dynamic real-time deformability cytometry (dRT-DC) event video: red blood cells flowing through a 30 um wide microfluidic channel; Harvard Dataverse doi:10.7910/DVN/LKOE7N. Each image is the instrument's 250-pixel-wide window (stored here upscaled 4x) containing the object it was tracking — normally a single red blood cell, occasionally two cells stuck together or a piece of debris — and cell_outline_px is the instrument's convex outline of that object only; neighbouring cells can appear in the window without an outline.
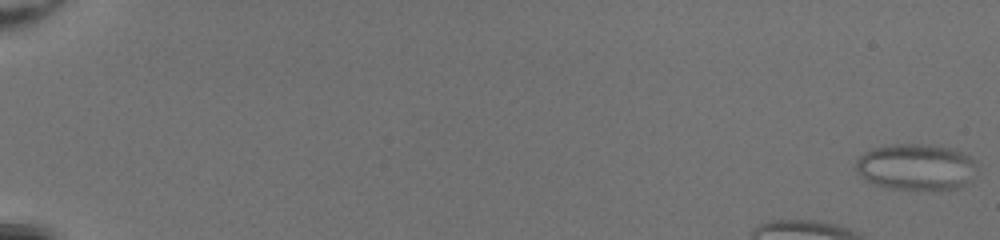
{"species": "common noctule bat (a hibernating species)", "species_latin": "Nyctalus noctula", "temperature_condition": "room temperature", "stored_images_in_passage": 50, "segment_of_instrument_passage": [1, 2], "camera_frame_rate_fps": 3000, "um_per_image_px": 0.085, "animal": {"sex": "female", "body_mass_g": 20.0, "forearm_length_mm": 54.0}, "frame": {"image": 1, "passage_image": 1, "time_ms": 0.0, "image_size_px": [1000, 240], "cell_outline_px": [[976, 168], [972, 180], [956, 188], [884, 188], [864, 180], [860, 176], [856, 168], [856, 160], [864, 152], [872, 148], [892, 144], [920, 144], [952, 148], [972, 156], [976, 160]], "centroid_in_image_um": [77.86, 14.17], "position_along_channel_um": 7.1, "area_um2": 32.6}}